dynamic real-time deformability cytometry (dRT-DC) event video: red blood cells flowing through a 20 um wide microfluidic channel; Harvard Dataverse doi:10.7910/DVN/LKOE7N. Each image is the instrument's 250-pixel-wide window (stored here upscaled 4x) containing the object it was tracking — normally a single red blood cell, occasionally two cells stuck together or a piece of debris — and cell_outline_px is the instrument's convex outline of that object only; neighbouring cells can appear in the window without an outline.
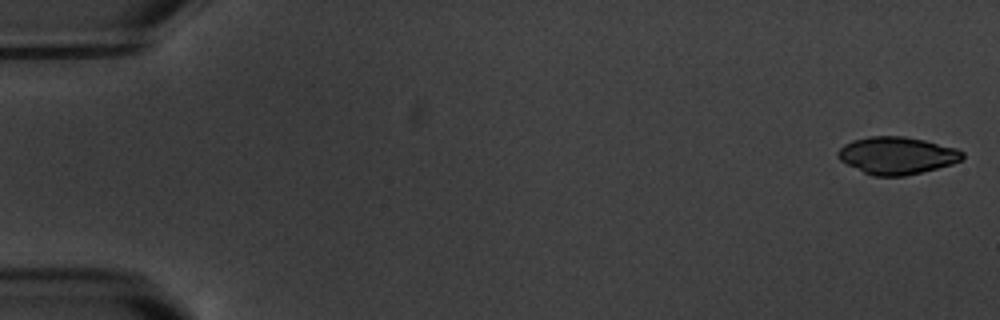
{"species": "common noctule bat (a hibernating species)", "species_latin": "Nyctalus noctula", "temperature_condition": "warm", "stored_images_in_passage": 7, "camera_frame_rate_fps": 3000, "um_per_image_px": 0.085, "animal": {"sex": "male", "body_mass_g": 20.1, "forearm_length_mm": 53.5}, "frame": {"image": 1, "passage_image": 1, "time_ms": 0.0, "image_size_px": [1000, 320], "cell_outline_px": [[964, 156], [960, 160], [952, 164], [904, 176], [872, 176], [840, 160], [836, 156], [836, 152], [844, 144], [852, 140], [868, 136], [904, 136], [924, 140], [956, 148], [964, 152]], "centroid_in_image_um": [76.21, 13.2], "position_along_channel_um": 8.8, "area_um2": 26.99}}
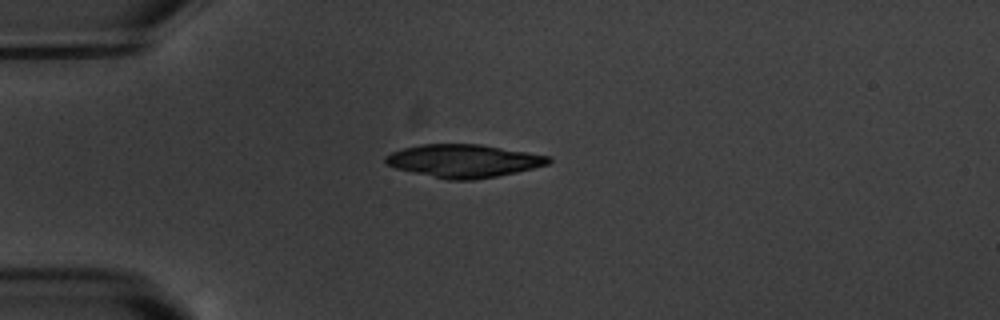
{"frame": {"image": 2, "passage_image": 5, "time_ms": 4.667, "image_size_px": [1000, 320], "cell_outline_px": [[552, 160], [548, 164], [516, 172], [496, 176], [472, 180], [448, 180], [396, 168], [388, 164], [384, 160], [384, 156], [392, 152], [404, 148], [420, 144], [480, 144], [552, 156]], "centroid_in_image_um": [39.43, 13.67], "position_along_channel_um": 45.6, "area_um2": 31.15}}